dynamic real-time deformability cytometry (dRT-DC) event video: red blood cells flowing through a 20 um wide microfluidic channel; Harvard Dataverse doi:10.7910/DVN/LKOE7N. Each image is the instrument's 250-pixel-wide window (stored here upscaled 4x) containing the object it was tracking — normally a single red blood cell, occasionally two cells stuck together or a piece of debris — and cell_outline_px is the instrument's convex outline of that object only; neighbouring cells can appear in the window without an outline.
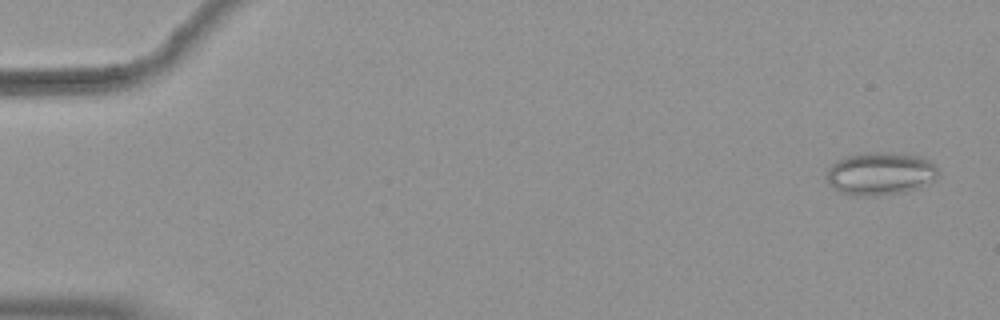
{"species": "common noctule bat (a hibernating species)", "species_latin": "Nyctalus noctula", "temperature_condition": "warm", "stored_images_in_passage": 55, "camera_frame_rate_fps": 3000, "um_per_image_px": 0.085, "animal": {"sex": "female", "body_mass_g": 19.9}, "frame": {"image": 1, "passage_image": 3, "time_ms": 0.667, "image_size_px": [1000, 320], "cell_outline_px": [[940, 172], [932, 180], [916, 188], [904, 192], [880, 196], [848, 196], [832, 188], [828, 184], [824, 176], [828, 168], [836, 160], [844, 156], [864, 152], [892, 152], [920, 156], [928, 160]], "centroid_in_image_um": [74.73, 14.76], "position_along_channel_um": 10.3, "area_um2": 28.38}}
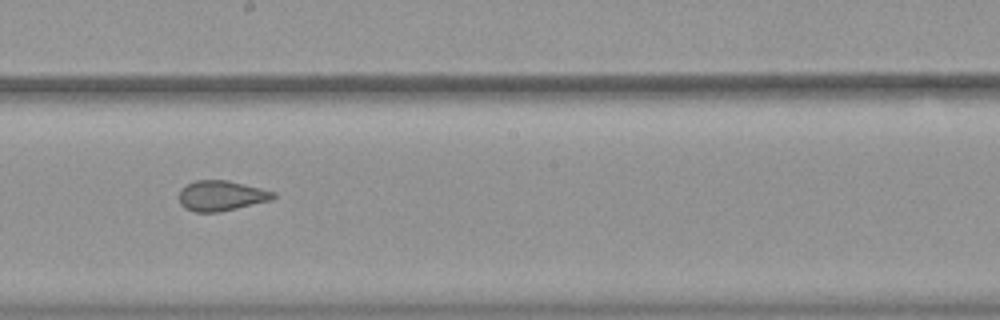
{"frame": {"image": 2, "passage_image": 32, "time_ms": 10.333, "image_size_px": [1000, 320], "cell_outline_px": [[276, 196], [272, 200], [220, 212], [192, 212], [184, 208], [180, 204], [180, 188], [196, 180], [228, 180], [276, 192]], "centroid_in_image_um": [18.81, 16.64], "position_along_channel_um": 229.4, "area_um2": 16.7}}
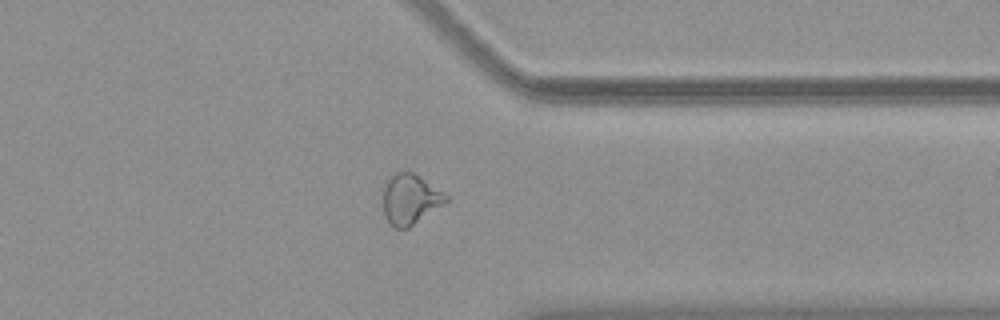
{"frame": {"image": 3, "passage_image": 44, "time_ms": 14.333, "image_size_px": [1000, 320], "cell_outline_px": [[448, 200], [444, 204], [408, 228], [396, 228], [388, 220], [384, 212], [380, 192], [384, 180], [388, 176], [396, 172], [412, 172], [448, 196]], "centroid_in_image_um": [34.78, 16.91], "position_along_channel_um": 376.6, "area_um2": 18.5}, "authors_computed_cell_mechanics": {"area_um2": 20.4612, "velocity_mm_per_s": 3.7446, "shape_relaxation_time_tau1_ms": null, "shape_relaxation_time_tau2_ms": 1.3202, "deformation_change_tau1": null, "deformation_change_tau2": 0.077}}